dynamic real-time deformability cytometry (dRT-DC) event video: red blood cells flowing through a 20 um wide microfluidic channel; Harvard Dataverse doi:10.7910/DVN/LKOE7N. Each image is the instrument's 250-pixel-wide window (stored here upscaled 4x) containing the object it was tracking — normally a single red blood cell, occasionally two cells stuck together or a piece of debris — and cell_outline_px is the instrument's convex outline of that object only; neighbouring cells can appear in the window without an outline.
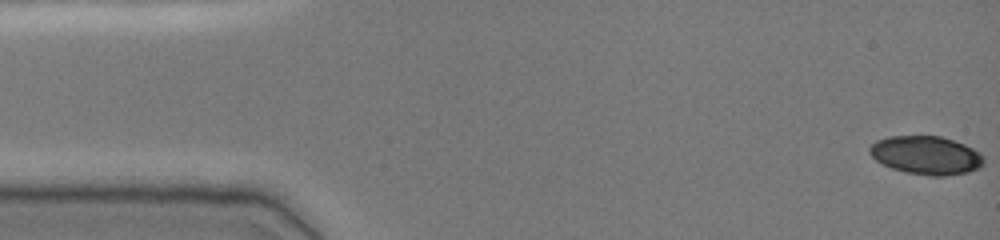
{"species": "common noctule bat (a hibernating species)", "species_latin": "Nyctalus noctula", "temperature_condition": "cold", "stored_images_in_passage": 50, "camera_frame_rate_fps": 3000, "um_per_image_px": 0.085, "animal": {"sex": "female", "body_mass_g": 19.0, "forearm_length_mm": 51.5}, "frame": {"image": 1, "passage_image": 1, "time_ms": 0.0, "image_size_px": [1000, 240], "cell_outline_px": [[984, 164], [980, 168], [968, 172], [944, 176], [932, 176], [904, 172], [892, 168], [876, 160], [868, 152], [868, 148], [876, 140], [888, 136], [940, 136], [964, 144], [980, 152], [984, 156]], "centroid_in_image_um": [78.73, 13.2], "position_along_channel_um": 6.3, "area_um2": 25.66}}
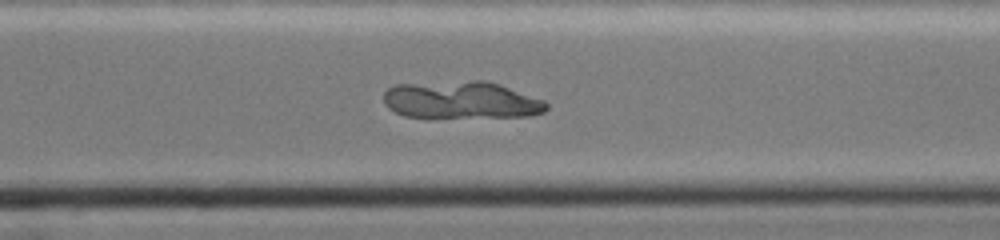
{"frame": {"image": 2, "passage_image": 36, "time_ms": 11.667, "image_size_px": [1000, 240], "cell_outline_px": [[548, 108], [544, 112], [528, 116], [404, 116], [388, 108], [384, 104], [384, 92], [388, 88], [396, 84], [472, 80], [484, 80], [500, 84], [544, 100], [548, 104]], "centroid_in_image_um": [39.21, 8.48], "position_along_channel_um": 331.4, "area_um2": 35.08}}